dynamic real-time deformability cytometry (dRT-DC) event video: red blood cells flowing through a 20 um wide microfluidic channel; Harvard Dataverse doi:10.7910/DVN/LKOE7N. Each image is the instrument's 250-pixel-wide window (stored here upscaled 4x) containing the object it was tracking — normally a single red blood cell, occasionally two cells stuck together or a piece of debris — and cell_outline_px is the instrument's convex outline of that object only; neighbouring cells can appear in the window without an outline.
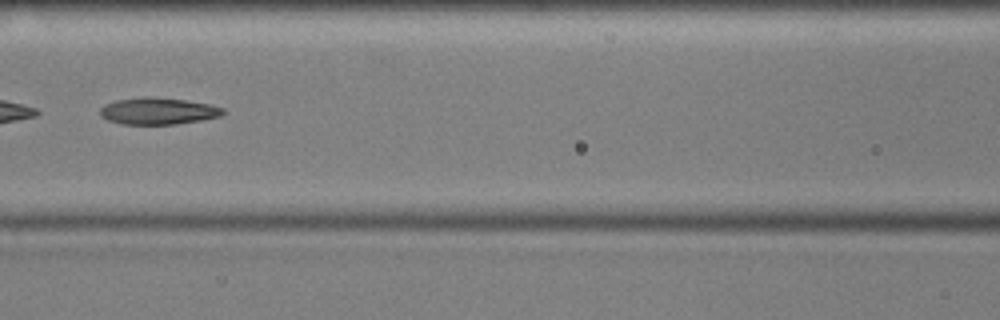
{"species": "common noctule bat (a hibernating species)", "species_latin": "Nyctalus noctula", "temperature_condition": "cold", "stored_images_in_passage": 53, "camera_frame_rate_fps": 3000, "um_per_image_px": 0.085, "animal": {"sex": "male", "body_mass_g": 17.9, "forearm_length_mm": 54.2}, "frame": {"image": 1, "passage_image": 23, "time_ms": 7.333, "image_size_px": [1000, 320], "cell_outline_px": [[228, 112], [220, 116], [200, 120], [176, 124], [120, 124], [108, 120], [100, 116], [100, 108], [104, 104], [116, 100], [140, 96], [148, 96], [184, 100], [208, 104], [224, 108]], "centroid_in_image_um": [13.41, 9.43], "position_along_channel_um": 153.2, "area_um2": 19.31}, "authors_computed_cell_mechanics": {"area_um2": 22.253, "velocity_mm_per_s": 3.5991, "shape_relaxation_time_tau1_ms": null, "shape_relaxation_time_tau2_ms": 6.3932, "deformation_change_tau1": null, "deformation_change_tau2": 0.17}}